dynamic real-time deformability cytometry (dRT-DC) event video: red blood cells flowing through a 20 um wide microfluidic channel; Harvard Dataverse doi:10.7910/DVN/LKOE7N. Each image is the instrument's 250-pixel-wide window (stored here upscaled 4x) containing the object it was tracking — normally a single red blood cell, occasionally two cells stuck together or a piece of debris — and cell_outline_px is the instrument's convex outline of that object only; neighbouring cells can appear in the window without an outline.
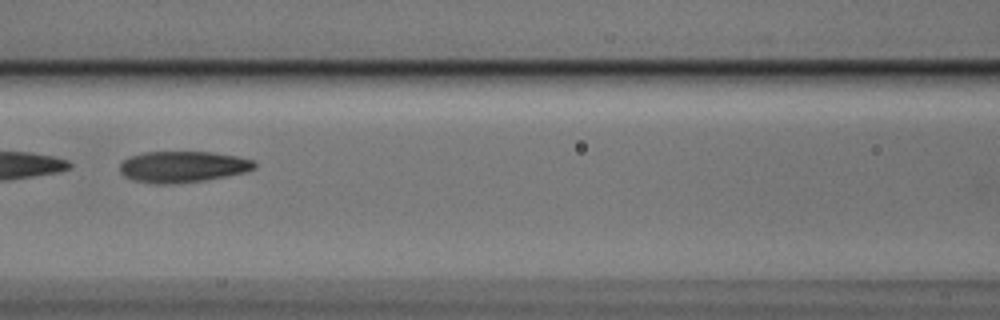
{"species": "Egyptian fruit bat (a non-hibernating species)", "species_latin": "Rousettus aegyptiacus", "temperature_condition": "cold", "stored_images_in_passage": 13, "camera_frame_rate_fps": 3000, "um_per_image_px": 0.085, "animal": {"sex": "male"}, "frame": {"image": 1, "passage_image": 8, "time_ms": 2.333, "image_size_px": [1000, 320], "cell_outline_px": [[256, 168], [244, 172], [204, 180], [172, 184], [152, 184], [132, 180], [124, 176], [120, 172], [120, 164], [128, 156], [144, 152], [212, 152], [236, 156], [252, 160], [256, 164]], "centroid_in_image_um": [15.48, 14.17], "position_along_channel_um": 151.1, "area_um2": 24.51}}
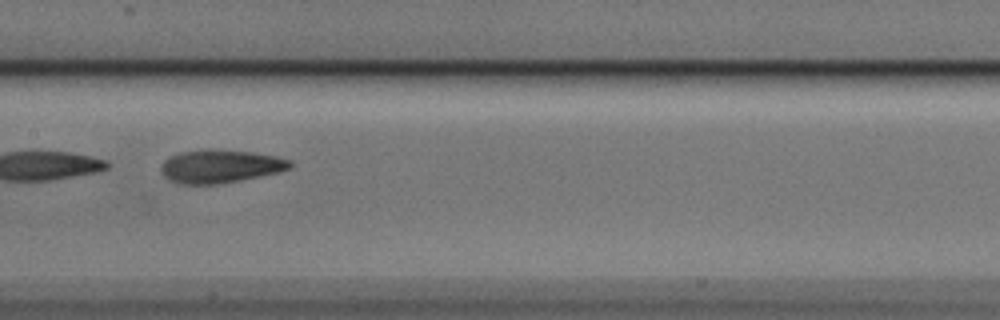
{"frame": {"image": 2, "passage_image": 11, "time_ms": 3.333, "image_size_px": [1000, 320], "cell_outline_px": [[292, 164], [288, 168], [280, 172], [240, 180], [216, 184], [180, 184], [168, 180], [164, 176], [160, 168], [164, 160], [180, 152], [208, 148], [212, 148], [252, 152], [276, 156], [292, 160]], "centroid_in_image_um": [18.71, 14.12], "position_along_channel_um": 188.7, "area_um2": 25.09}}